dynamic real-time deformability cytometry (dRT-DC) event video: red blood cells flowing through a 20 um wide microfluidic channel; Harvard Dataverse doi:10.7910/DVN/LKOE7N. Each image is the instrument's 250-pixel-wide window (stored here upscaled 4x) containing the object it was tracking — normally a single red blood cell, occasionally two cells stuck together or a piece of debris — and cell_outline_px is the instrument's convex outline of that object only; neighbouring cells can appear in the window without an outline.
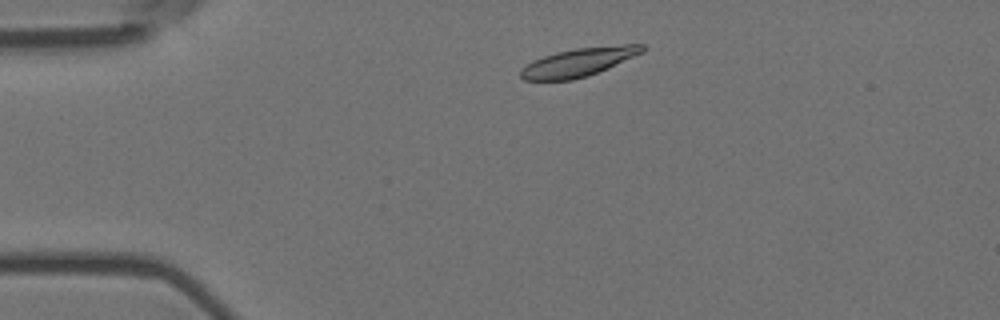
{"species": "Egyptian fruit bat (a non-hibernating species)", "species_latin": "Rousettus aegyptiacus", "temperature_condition": "room temperature", "stored_images_in_passage": 2, "camera_frame_rate_fps": 3000, "um_per_image_px": 0.085, "animal": {"sex": "female"}, "frame": {"image": 1, "passage_image": 2, "time_ms": 0.333, "image_size_px": [1000, 320], "cell_outline_px": [[648, 48], [644, 52], [608, 68], [588, 76], [572, 80], [524, 80], [520, 76], [520, 68], [532, 60], [556, 52], [576, 48], [624, 44], [644, 44]], "centroid_in_image_um": [49.2, 5.28], "position_along_channel_um": 35.8, "area_um2": 20.35}}